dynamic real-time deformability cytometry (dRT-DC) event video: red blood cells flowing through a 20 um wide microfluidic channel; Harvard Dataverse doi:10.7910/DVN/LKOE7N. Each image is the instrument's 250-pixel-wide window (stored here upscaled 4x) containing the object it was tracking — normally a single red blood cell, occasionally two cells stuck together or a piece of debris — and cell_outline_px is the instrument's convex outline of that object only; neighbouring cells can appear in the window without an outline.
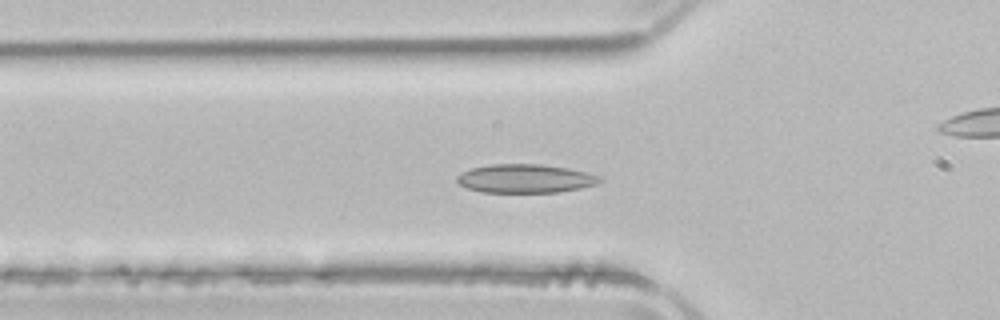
{"species": "common noctule bat (a hibernating species)", "species_latin": "Nyctalus noctula", "temperature_condition": "room temperature", "stored_images_in_passage": 38, "camera_frame_rate_fps": 3000, "um_per_image_px": 0.085, "animal": {"sex": "male", "body_mass_g": 21.5, "forearm_length_mm": 52.0}, "frame": {"image": 1, "passage_image": 3, "time_ms": 0.667, "image_size_px": [1000, 320], "cell_outline_px": [[600, 180], [596, 184], [580, 188], [560, 192], [480, 192], [468, 188], [460, 184], [456, 180], [456, 176], [472, 168], [492, 164], [540, 164], [568, 168], [600, 176]], "centroid_in_image_um": [44.63, 15.18], "position_along_channel_um": 81.2, "area_um2": 23.58}}
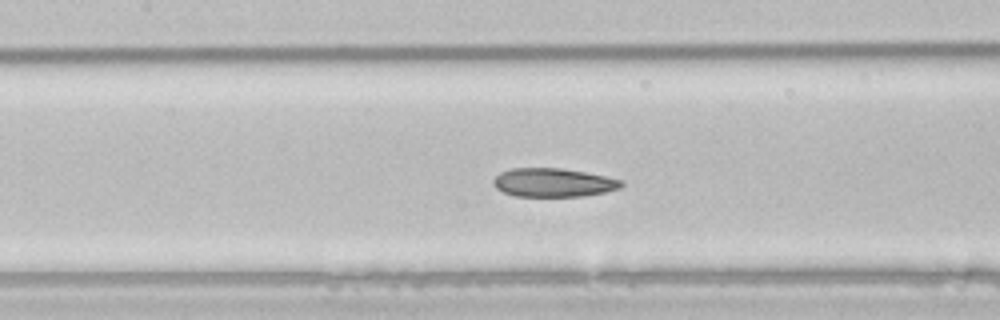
{"frame": {"image": 2, "passage_image": 9, "time_ms": 2.667, "image_size_px": [1000, 320], "cell_outline_px": [[624, 184], [620, 188], [604, 192], [584, 196], [516, 196], [504, 192], [496, 188], [492, 184], [492, 180], [500, 172], [512, 168], [560, 168], [584, 172], [624, 180]], "centroid_in_image_um": [47.02, 15.51], "position_along_channel_um": 160.4, "area_um2": 21.33}}
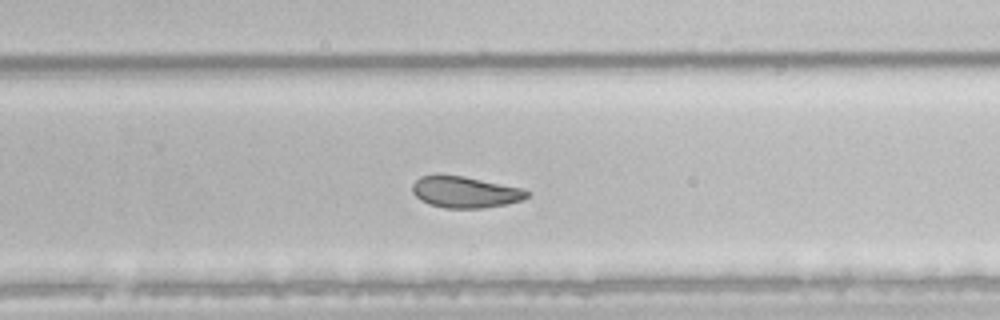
{"frame": {"image": 3, "passage_image": 19, "time_ms": 6.0, "image_size_px": [1000, 320], "cell_outline_px": [[532, 192], [528, 196], [520, 200], [504, 204], [484, 208], [444, 208], [428, 204], [420, 200], [412, 192], [412, 184], [420, 176], [464, 176], [524, 188]], "centroid_in_image_um": [39.55, 16.34], "position_along_channel_um": 290.3, "area_um2": 20.87}, "authors_computed_cell_mechanics": {"area_um2": 22.3108, "velocity_mm_per_s": 3.9174, "shape_relaxation_time_tau1_ms": 6.5278, "shape_relaxation_time_tau2_ms": 2.6322, "deformation_change_tau1": 0.135, "deformation_change_tau2": 0.0648}}